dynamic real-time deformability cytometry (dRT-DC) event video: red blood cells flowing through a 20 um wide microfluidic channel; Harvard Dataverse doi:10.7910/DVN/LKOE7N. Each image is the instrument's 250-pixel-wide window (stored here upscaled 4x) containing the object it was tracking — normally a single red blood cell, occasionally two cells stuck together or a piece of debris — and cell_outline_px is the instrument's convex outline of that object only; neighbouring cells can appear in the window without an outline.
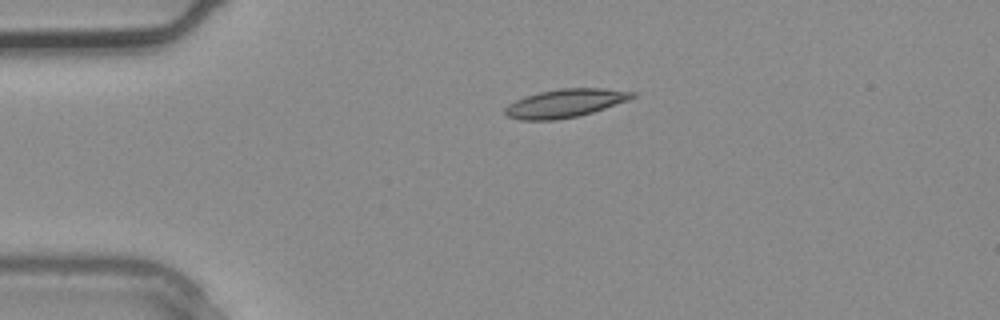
{"species": "common noctule bat (a hibernating species)", "species_latin": "Nyctalus noctula", "temperature_condition": "warm", "stored_images_in_passage": 3, "camera_frame_rate_fps": 3000, "um_per_image_px": 0.085, "animal": {"sex": "male", "body_mass_g": 20.4}, "frame": {"image": 1, "passage_image": 3, "time_ms": 0.667, "image_size_px": [1000, 320], "cell_outline_px": [[636, 96], [628, 100], [580, 116], [556, 120], [520, 120], [508, 116], [504, 112], [504, 108], [508, 104], [524, 96], [540, 92], [560, 88], [604, 88], [636, 92]], "centroid_in_image_um": [48.03, 8.77], "position_along_channel_um": 37.0, "area_um2": 21.04}}